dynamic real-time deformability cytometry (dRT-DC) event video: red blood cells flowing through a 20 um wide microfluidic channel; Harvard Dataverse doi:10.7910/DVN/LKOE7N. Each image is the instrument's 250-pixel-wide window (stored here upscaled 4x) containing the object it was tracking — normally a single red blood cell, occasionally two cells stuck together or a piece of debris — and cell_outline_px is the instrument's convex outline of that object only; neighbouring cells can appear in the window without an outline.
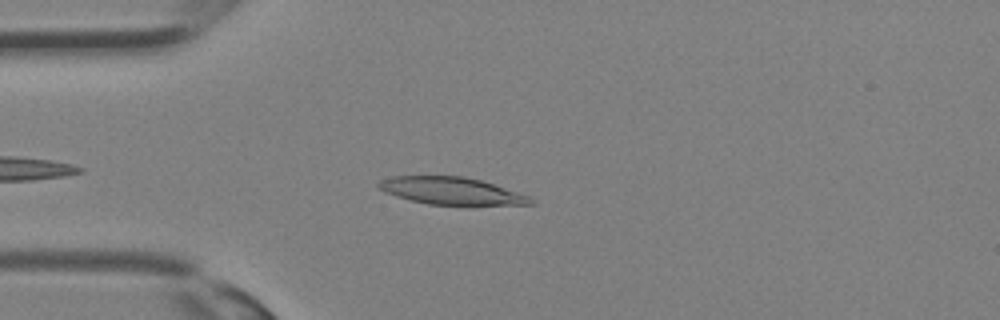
{"species": "Egyptian fruit bat (a non-hibernating species)", "species_latin": "Rousettus aegyptiacus", "temperature_condition": "room temperature", "stored_images_in_passage": 9, "camera_frame_rate_fps": 3000, "um_per_image_px": 0.085, "animal": {"sex": "female"}, "frame": {"image": 1, "passage_image": 3, "time_ms": 0.667, "image_size_px": [1000, 320], "cell_outline_px": [[536, 204], [428, 204], [396, 196], [380, 188], [376, 184], [380, 180], [392, 176], [464, 176], [480, 180], [528, 196]], "centroid_in_image_um": [38.31, 16.21], "position_along_channel_um": 46.7, "area_um2": 23.41}}
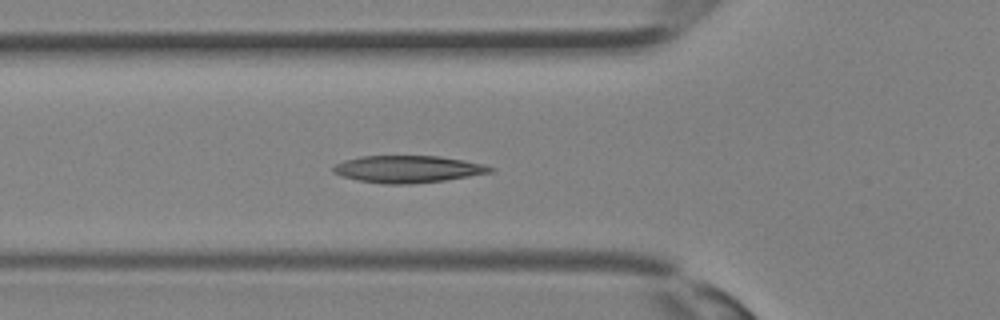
{"frame": {"image": 2, "passage_image": 6, "time_ms": 1.667, "image_size_px": [1000, 320], "cell_outline_px": [[496, 168], [492, 172], [444, 180], [408, 184], [384, 184], [360, 180], [344, 176], [332, 172], [332, 168], [336, 164], [344, 160], [360, 156], [440, 156], [464, 160], [484, 164]], "centroid_in_image_um": [34.68, 14.36], "position_along_channel_um": 91.1, "area_um2": 24.62}}
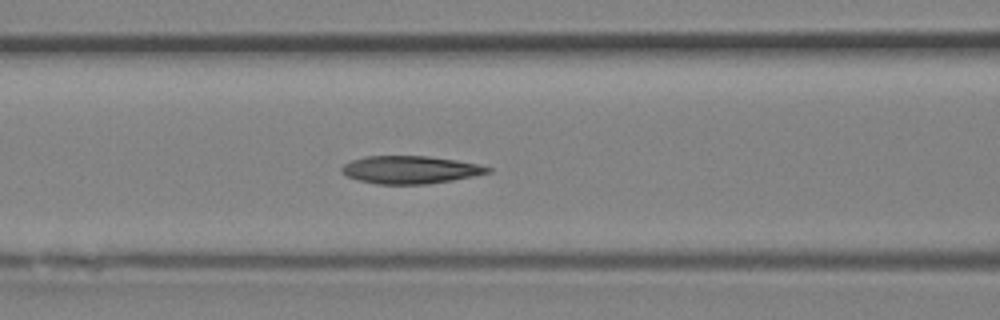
{"frame": {"image": 3, "passage_image": 8, "time_ms": 2.333, "image_size_px": [1000, 320], "cell_outline_px": [[492, 172], [452, 180], [428, 184], [376, 184], [360, 180], [348, 176], [340, 172], [340, 168], [344, 164], [352, 160], [364, 156], [428, 156], [456, 160], [476, 164], [492, 168]], "centroid_in_image_um": [34.85, 14.42], "position_along_channel_um": 131.8, "area_um2": 23.52}}